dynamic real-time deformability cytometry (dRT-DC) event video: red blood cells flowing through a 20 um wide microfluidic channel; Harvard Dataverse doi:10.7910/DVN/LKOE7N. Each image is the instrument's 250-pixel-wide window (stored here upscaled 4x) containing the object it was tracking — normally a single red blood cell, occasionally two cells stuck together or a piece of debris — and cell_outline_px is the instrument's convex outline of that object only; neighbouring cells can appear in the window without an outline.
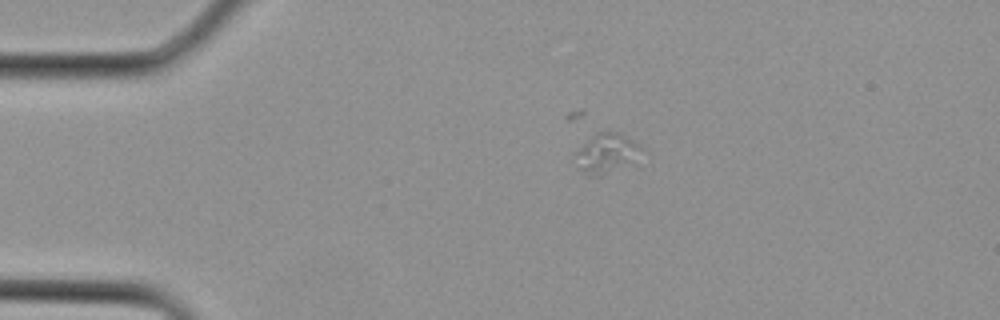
{"species": "Egyptian fruit bat (a non-hibernating species)", "species_latin": "Rousettus aegyptiacus", "temperature_condition": "cold", "stored_images_in_passage": 2, "camera_frame_rate_fps": 3000, "um_per_image_px": 0.085, "animal": {"sex": "female"}, "frame": {"image": 1, "passage_image": 1, "time_ms": 0.0, "image_size_px": [1000, 320], "cell_outline_px": [[644, 148], [632, 164], [600, 176], [588, 176], [580, 168], [572, 152], [596, 132], [616, 132]], "centroid_in_image_um": [51.51, 13.04], "position_along_channel_um": 33.5, "area_um2": 15.26}}